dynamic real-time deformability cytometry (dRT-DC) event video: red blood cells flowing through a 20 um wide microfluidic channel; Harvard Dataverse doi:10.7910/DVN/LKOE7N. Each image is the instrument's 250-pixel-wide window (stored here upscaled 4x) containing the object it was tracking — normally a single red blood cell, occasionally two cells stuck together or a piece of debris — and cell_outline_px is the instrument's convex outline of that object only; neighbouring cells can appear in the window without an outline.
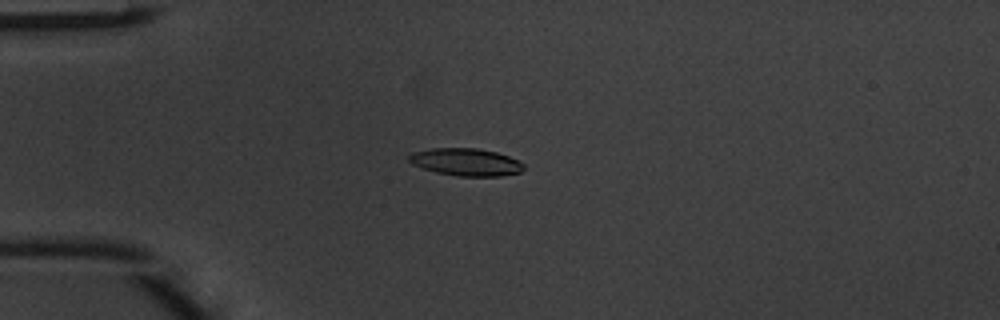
{"species": "common noctule bat (a hibernating species)", "species_latin": "Nyctalus noctula", "temperature_condition": "warm", "stored_images_in_passage": 50, "camera_frame_rate_fps": 3000, "um_per_image_px": 0.085, "animal": {"sex": "male", "body_mass_g": 20.1, "forearm_length_mm": 53.5}, "frame": {"image": 1, "passage_image": 14, "time_ms": 4.333, "image_size_px": [1000, 320], "cell_outline_px": [[524, 168], [520, 172], [500, 176], [460, 176], [436, 172], [412, 164], [408, 160], [408, 156], [412, 152], [432, 148], [476, 148], [496, 152], [508, 156], [524, 164]], "centroid_in_image_um": [39.59, 13.77], "position_along_channel_um": 45.4, "area_um2": 18.21}}
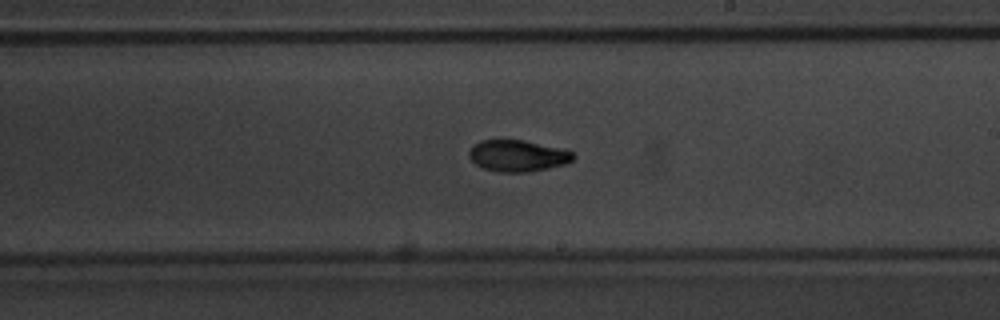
{"frame": {"image": 2, "passage_image": 30, "time_ms": 9.667, "image_size_px": [1000, 320], "cell_outline_px": [[576, 156], [572, 160], [564, 164], [548, 168], [528, 172], [496, 172], [484, 168], [476, 164], [468, 156], [468, 152], [472, 144], [480, 140], [504, 136], [568, 148], [576, 152]], "centroid_in_image_um": [44.01, 13.17], "position_along_channel_um": 245.0, "area_um2": 20.29}}
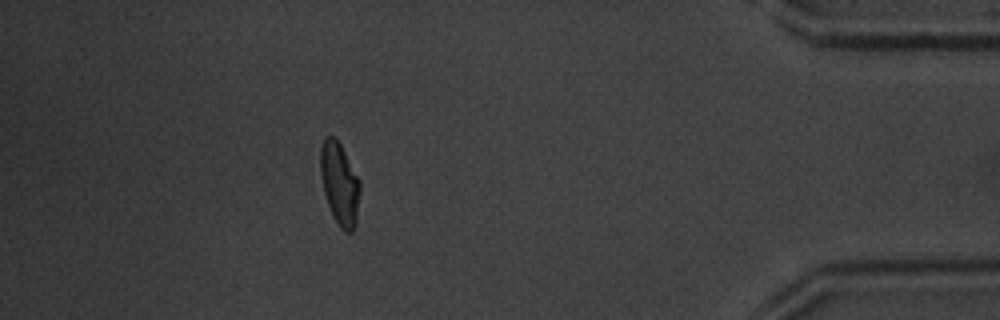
{"frame": {"image": 3, "passage_image": 45, "time_ms": 14.667, "image_size_px": [1000, 320], "cell_outline_px": [[360, 192], [356, 220], [352, 232], [344, 232], [340, 228], [332, 216], [324, 192], [320, 176], [320, 148], [324, 136], [332, 136], [340, 144], [360, 180]], "centroid_in_image_um": [28.85, 15.62], "position_along_channel_um": 406.3, "area_um2": 19.02}, "authors_computed_cell_mechanics": {"area_um2": 18.7272, "velocity_mm_per_s": 4.133, "shape_relaxation_time_tau1_ms": 2.715, "shape_relaxation_time_tau2_ms": 2.4042, "deformation_change_tau1": 0.1586, "deformation_change_tau2": 0.0747}}